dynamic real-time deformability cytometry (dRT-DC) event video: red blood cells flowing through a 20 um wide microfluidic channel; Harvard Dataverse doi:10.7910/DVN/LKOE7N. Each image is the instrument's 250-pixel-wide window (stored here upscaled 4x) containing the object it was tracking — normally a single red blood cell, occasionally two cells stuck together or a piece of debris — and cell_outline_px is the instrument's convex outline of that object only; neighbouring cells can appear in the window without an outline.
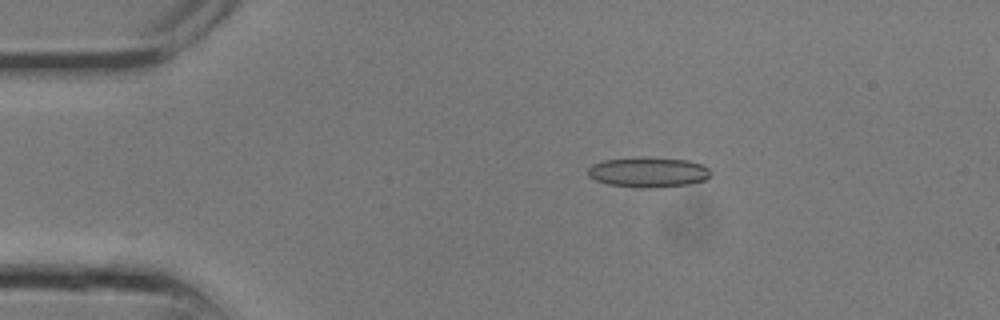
{"species": "common noctule bat (a hibernating species)", "species_latin": "Nyctalus noctula", "temperature_condition": "room temperature", "stored_images_in_passage": 25, "camera_frame_rate_fps": 3000, "um_per_image_px": 0.085, "animal": {"sex": "male", "body_mass_g": 13.3}, "frame": {"image": 1, "passage_image": 5, "time_ms": 1.333, "image_size_px": [1000, 320], "cell_outline_px": [[712, 176], [708, 180], [688, 184], [648, 188], [644, 188], [608, 184], [596, 180], [588, 176], [588, 168], [592, 164], [604, 160], [640, 156], [644, 156], [688, 160], [700, 164], [708, 168], [712, 172]], "centroid_in_image_um": [55.13, 14.62], "position_along_channel_um": 29.9, "area_um2": 21.85}}
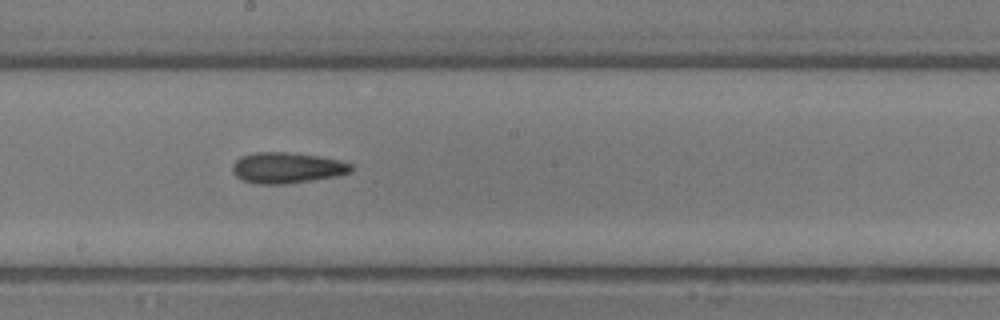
{"frame": {"image": 2, "passage_image": 14, "time_ms": 4.333, "image_size_px": [1000, 320], "cell_outline_px": [[352, 172], [340, 176], [284, 184], [256, 184], [244, 180], [236, 176], [232, 172], [232, 164], [240, 156], [256, 152], [284, 152], [320, 156], [340, 160], [352, 164]], "centroid_in_image_um": [24.41, 14.26], "position_along_channel_um": 223.8, "area_um2": 21.5}}
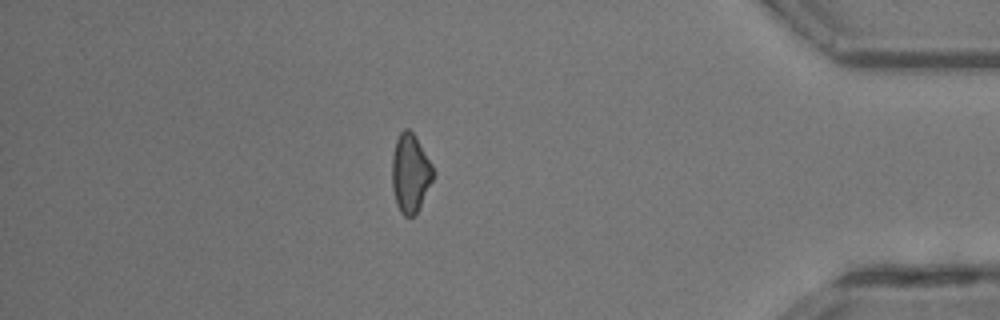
{"frame": {"image": 3, "passage_image": 22, "time_ms": 7.0, "image_size_px": [1000, 320], "cell_outline_px": [[436, 172], [416, 212], [412, 216], [404, 216], [400, 212], [396, 204], [392, 188], [392, 156], [396, 140], [400, 132], [404, 128], [408, 128], [412, 132], [432, 164]], "centroid_in_image_um": [34.86, 14.7], "position_along_channel_um": 400.3, "area_um2": 18.61}}